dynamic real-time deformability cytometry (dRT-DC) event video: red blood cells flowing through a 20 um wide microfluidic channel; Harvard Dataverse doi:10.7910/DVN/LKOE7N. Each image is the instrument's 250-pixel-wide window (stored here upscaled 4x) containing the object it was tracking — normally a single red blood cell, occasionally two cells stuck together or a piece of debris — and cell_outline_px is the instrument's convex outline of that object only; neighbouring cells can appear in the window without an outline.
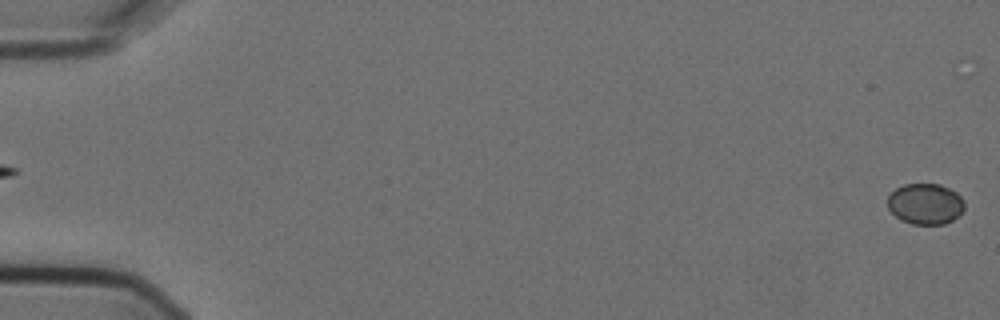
{"species": "Egyptian fruit bat (a non-hibernating species)", "species_latin": "Rousettus aegyptiacus", "temperature_condition": "cold", "stored_images_in_passage": 7, "camera_frame_rate_fps": 3000, "um_per_image_px": 0.085, "animal": {"sex": "female"}, "frame": {"image": 1, "passage_image": 1, "time_ms": 0.0, "image_size_px": [1000, 320], "cell_outline_px": [[964, 208], [960, 216], [944, 224], [912, 224], [900, 220], [888, 208], [888, 196], [896, 188], [904, 184], [940, 184], [956, 192], [964, 200]], "centroid_in_image_um": [78.67, 17.33], "position_along_channel_um": 6.3, "area_um2": 18.38}}
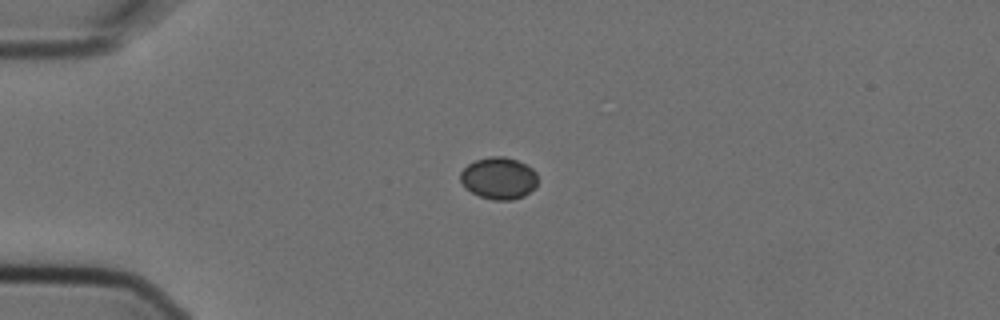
{"frame": {"image": 2, "passage_image": 5, "time_ms": 1.333, "image_size_px": [1000, 320], "cell_outline_px": [[536, 188], [524, 196], [512, 200], [492, 200], [480, 196], [464, 188], [460, 180], [460, 172], [468, 164], [476, 160], [492, 156], [504, 156], [516, 160], [532, 168], [536, 172]], "centroid_in_image_um": [42.39, 15.16], "position_along_channel_um": 42.6, "area_um2": 18.96}}
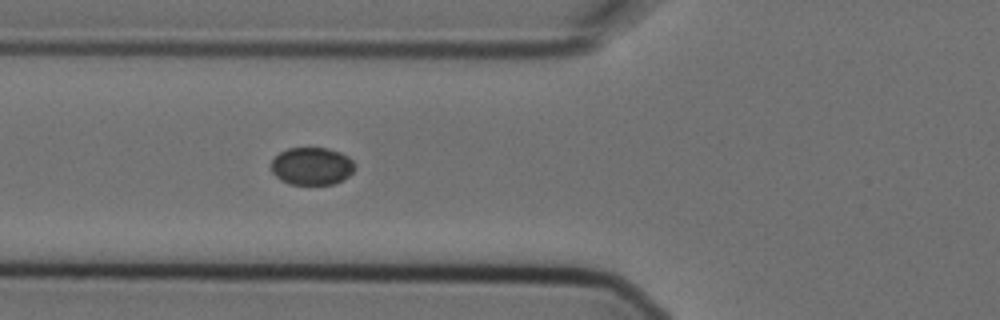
{"frame": {"image": 3, "passage_image": 7, "time_ms": 2.0, "image_size_px": [1000, 320], "cell_outline_px": [[356, 168], [344, 180], [332, 184], [288, 184], [280, 180], [272, 172], [272, 160], [280, 152], [288, 148], [328, 148], [340, 152], [348, 156], [352, 160]], "centroid_in_image_um": [26.52, 14.12], "position_along_channel_um": 99.3, "area_um2": 18.38}}